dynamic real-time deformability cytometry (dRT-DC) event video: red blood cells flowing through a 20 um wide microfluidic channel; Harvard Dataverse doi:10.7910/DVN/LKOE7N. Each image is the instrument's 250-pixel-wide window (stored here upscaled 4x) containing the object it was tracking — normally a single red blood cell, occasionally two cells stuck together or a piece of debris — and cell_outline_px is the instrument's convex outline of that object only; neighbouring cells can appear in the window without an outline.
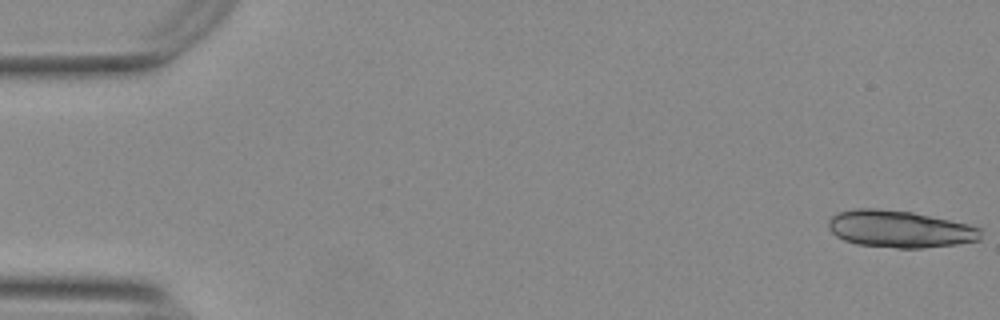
{"species": "Egyptian fruit bat (a non-hibernating species)", "species_latin": "Rousettus aegyptiacus", "temperature_condition": "warm", "stored_images_in_passage": 55, "segment_of_instrument_passage": [1, 2], "camera_frame_rate_fps": 3000, "um_per_image_px": 0.085, "animal": {"sex": "female"}, "frame": {"image": 1, "passage_image": 1, "time_ms": 0.0, "image_size_px": [1000, 320], "cell_outline_px": [[980, 240], [956, 244], [924, 248], [896, 248], [856, 244], [844, 240], [836, 236], [828, 228], [828, 220], [832, 216], [840, 212], [856, 208], [876, 208], [912, 212], [968, 224], [980, 228]], "centroid_in_image_um": [76.45, 19.47], "position_along_channel_um": 8.6, "area_um2": 32.83}}